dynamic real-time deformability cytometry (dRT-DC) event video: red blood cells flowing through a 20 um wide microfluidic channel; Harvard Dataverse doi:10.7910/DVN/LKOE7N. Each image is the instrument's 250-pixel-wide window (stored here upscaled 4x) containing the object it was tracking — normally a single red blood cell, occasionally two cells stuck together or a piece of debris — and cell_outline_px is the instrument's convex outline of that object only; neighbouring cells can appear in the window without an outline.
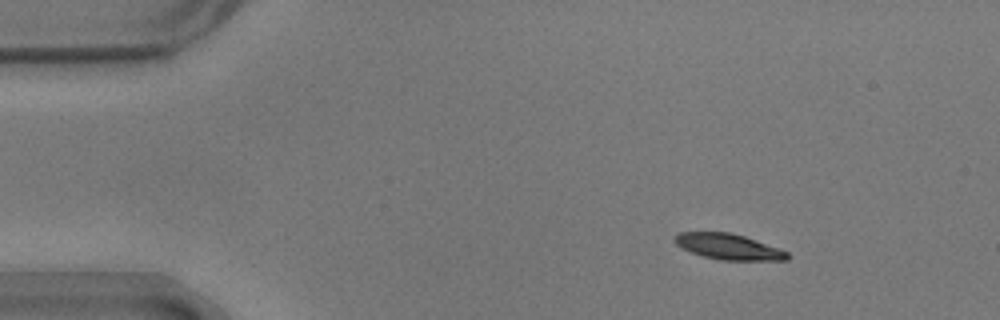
{"species": "common noctule bat (a hibernating species)", "species_latin": "Nyctalus noctula", "temperature_condition": "warm", "stored_images_in_passage": 5, "camera_frame_rate_fps": 3000, "um_per_image_px": 0.085, "animal": {"sex": "male", "body_mass_g": 17.9}, "frame": {"image": 1, "passage_image": 1, "time_ms": 0.0, "image_size_px": [1000, 320], "cell_outline_px": [[788, 260], [720, 260], [704, 256], [680, 248], [672, 240], [680, 232], [732, 232], [756, 240], [788, 252]], "centroid_in_image_um": [61.89, 20.96], "position_along_channel_um": 23.1, "area_um2": 16.76}}